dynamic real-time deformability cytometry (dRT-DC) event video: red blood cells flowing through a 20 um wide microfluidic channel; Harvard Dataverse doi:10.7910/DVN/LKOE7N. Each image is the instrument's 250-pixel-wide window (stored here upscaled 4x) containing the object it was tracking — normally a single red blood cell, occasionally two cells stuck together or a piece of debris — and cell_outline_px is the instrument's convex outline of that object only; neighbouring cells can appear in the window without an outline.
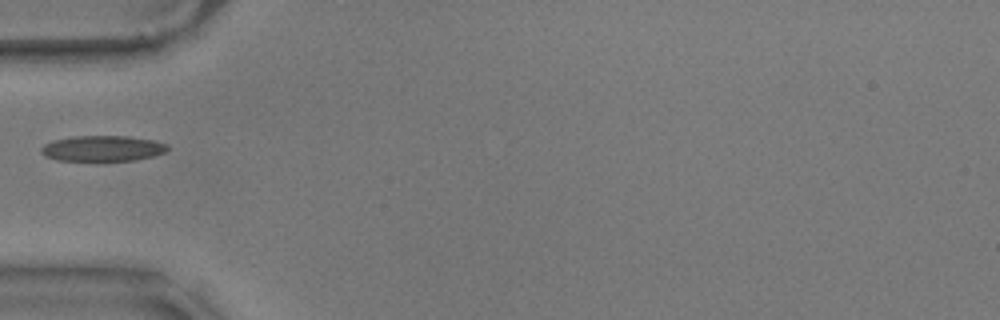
{"species": "common noctule bat (a hibernating species)", "species_latin": "Nyctalus noctula", "temperature_condition": "warm", "stored_images_in_passage": 39, "camera_frame_rate_fps": 3000, "um_per_image_px": 0.085, "animal": {"sex": "male", "body_mass_g": 17.9}, "frame": {"image": 1, "passage_image": 1, "time_ms": 0.0, "image_size_px": [1000, 320], "cell_outline_px": [[168, 148], [164, 152], [152, 156], [136, 160], [56, 160], [44, 156], [40, 152], [40, 148], [44, 144], [52, 140], [72, 136], [128, 136], [152, 140], [168, 144]], "centroid_in_image_um": [8.67, 12.61], "position_along_channel_um": 76.3, "area_um2": 18.84}}
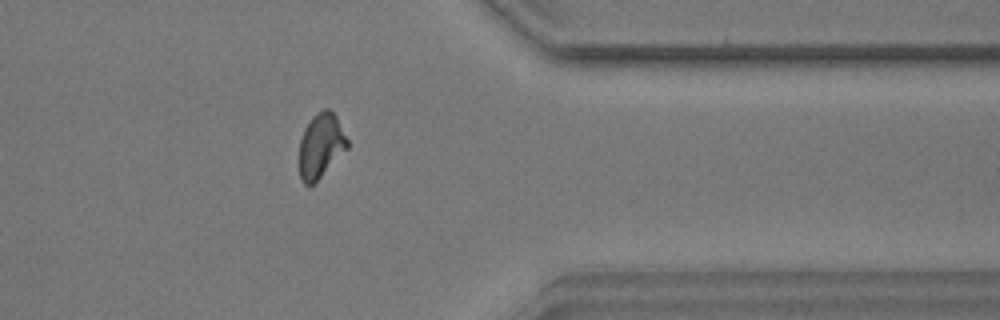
{"frame": {"image": 2, "passage_image": 28, "time_ms": 9.0, "image_size_px": [1000, 320], "cell_outline_px": [[348, 148], [312, 184], [304, 184], [300, 180], [300, 140], [304, 128], [312, 116], [316, 112], [324, 108], [328, 108], [336, 116], [348, 140]], "centroid_in_image_um": [27.26, 12.34], "position_along_channel_um": 384.1, "area_um2": 17.8}}
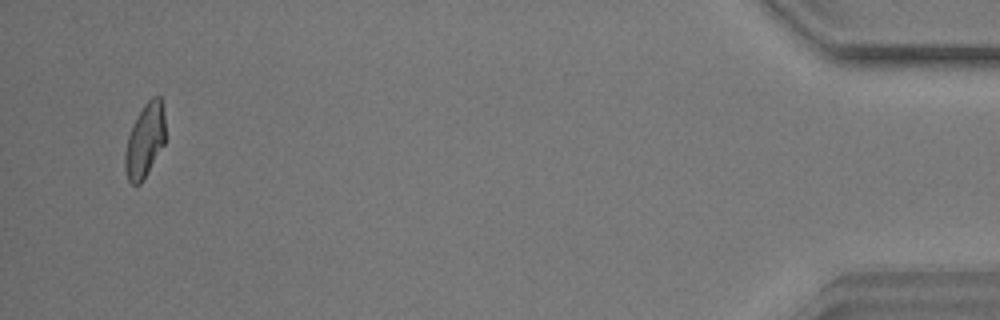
{"frame": {"image": 3, "passage_image": 37, "time_ms": 12.0, "image_size_px": [1000, 320], "cell_outline_px": [[164, 144], [140, 184], [132, 184], [128, 180], [124, 168], [124, 156], [128, 136], [144, 104], [152, 96], [160, 96], [164, 116]], "centroid_in_image_um": [12.3, 11.96], "position_along_channel_um": 422.9, "area_um2": 16.88}}